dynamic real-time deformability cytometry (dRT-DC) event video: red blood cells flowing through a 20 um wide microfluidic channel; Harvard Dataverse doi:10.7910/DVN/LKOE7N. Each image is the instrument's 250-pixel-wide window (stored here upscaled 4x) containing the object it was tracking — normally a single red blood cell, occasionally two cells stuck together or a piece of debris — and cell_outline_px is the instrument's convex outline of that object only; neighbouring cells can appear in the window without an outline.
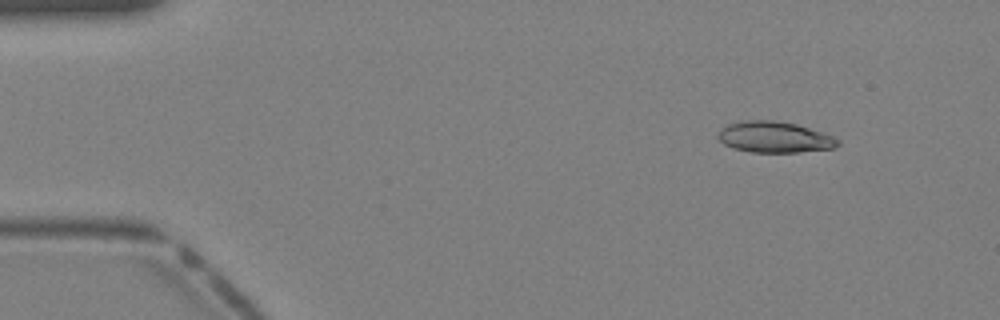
{"species": "Egyptian fruit bat (a non-hibernating species)", "species_latin": "Rousettus aegyptiacus", "temperature_condition": "warm", "stored_images_in_passage": 33, "camera_frame_rate_fps": 3000, "um_per_image_px": 0.085, "animal": {"sex": "female"}, "frame": {"image": 1, "passage_image": 1, "time_ms": 0.0, "image_size_px": [1000, 320], "cell_outline_px": [[840, 144], [836, 148], [800, 152], [752, 152], [736, 148], [724, 144], [716, 136], [724, 124], [740, 120], [776, 120], [796, 124], [824, 132], [840, 140]], "centroid_in_image_um": [65.84, 11.64], "position_along_channel_um": 19.2, "area_um2": 21.96}}
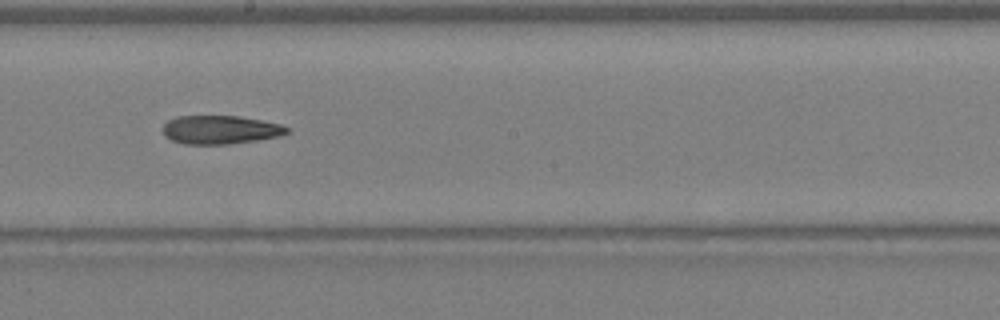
{"frame": {"image": 2, "passage_image": 19, "time_ms": 6.0, "image_size_px": [1000, 320], "cell_outline_px": [[288, 132], [280, 136], [256, 140], [228, 144], [184, 144], [172, 140], [164, 136], [164, 124], [168, 120], [176, 116], [236, 116], [260, 120], [280, 124], [288, 128]], "centroid_in_image_um": [18.7, 11.03], "position_along_channel_um": 229.5, "area_um2": 20.46}}
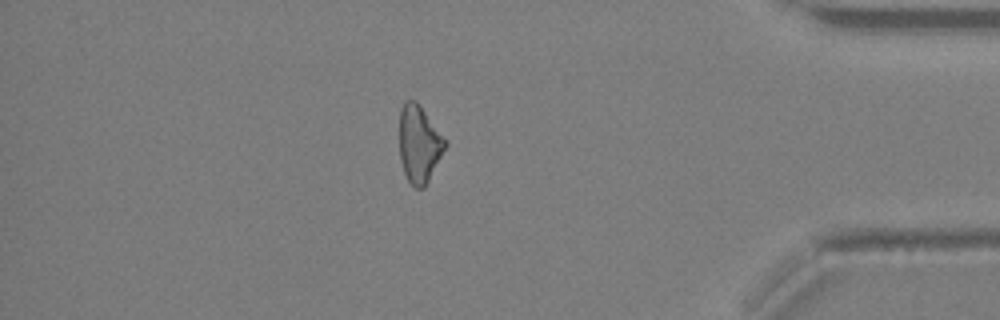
{"frame": {"image": 3, "passage_image": 31, "time_ms": 10.0, "image_size_px": [1000, 320], "cell_outline_px": [[448, 144], [424, 188], [416, 188], [408, 180], [404, 172], [400, 160], [400, 108], [404, 100], [416, 100], [448, 140]], "centroid_in_image_um": [35.64, 12.2], "position_along_channel_um": 399.6, "area_um2": 20.75}}